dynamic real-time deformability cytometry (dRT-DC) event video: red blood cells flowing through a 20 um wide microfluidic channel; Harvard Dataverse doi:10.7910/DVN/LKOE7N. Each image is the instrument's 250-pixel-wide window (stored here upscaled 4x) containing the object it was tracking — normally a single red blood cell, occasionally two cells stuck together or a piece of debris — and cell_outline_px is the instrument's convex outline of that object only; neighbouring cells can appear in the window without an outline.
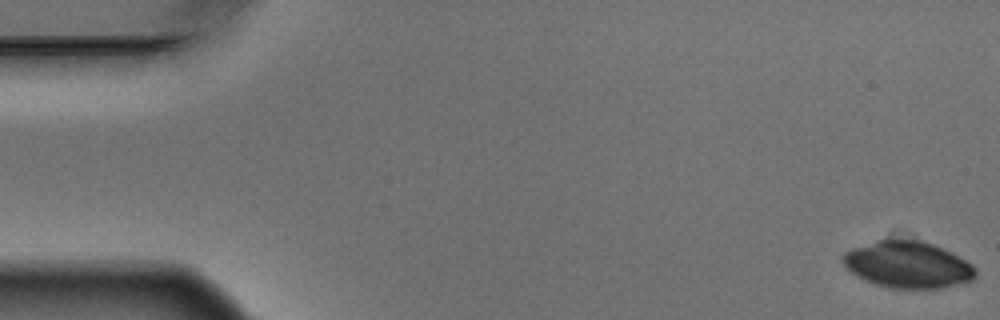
{"species": "Egyptian fruit bat (a non-hibernating species)", "species_latin": "Rousettus aegyptiacus", "temperature_condition": "warm", "stored_images_in_passage": 5, "camera_frame_rate_fps": 3000, "um_per_image_px": 0.085, "animal": {"sex": "male"}, "frame": {"image": 1, "passage_image": 1, "time_ms": 0.0, "image_size_px": [1000, 320], "cell_outline_px": [[976, 276], [972, 280], [940, 288], [892, 288], [876, 284], [852, 272], [844, 264], [844, 252], [876, 240], [888, 236], [920, 240], [932, 244], [972, 264], [976, 268]], "centroid_in_image_um": [77.17, 22.46], "position_along_channel_um": 7.8, "area_um2": 35.72}}